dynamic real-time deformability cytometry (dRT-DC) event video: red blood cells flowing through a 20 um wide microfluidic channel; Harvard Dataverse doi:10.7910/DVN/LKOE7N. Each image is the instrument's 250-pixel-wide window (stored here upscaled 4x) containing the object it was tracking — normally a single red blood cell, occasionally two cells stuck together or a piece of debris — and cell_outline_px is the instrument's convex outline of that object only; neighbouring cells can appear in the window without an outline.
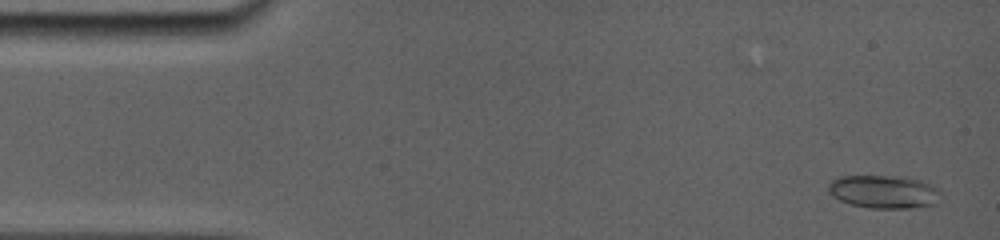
{"species": "common noctule bat (a hibernating species)", "species_latin": "Nyctalus noctula", "temperature_condition": "room temperature", "stored_images_in_passage": 11, "camera_frame_rate_fps": 5000, "um_per_image_px": 0.085, "animal": {"sex": "female", "body_mass_g": 19.0, "forearm_length_mm": 56.7}, "frame": {"image": 1, "passage_image": 2, "time_ms": 0.4, "image_size_px": [1000, 240], "cell_outline_px": [[940, 192], [936, 204], [912, 208], [868, 208], [852, 204], [840, 200], [832, 196], [828, 192], [828, 184], [836, 176], [904, 176], [920, 180], [932, 184], [940, 188]], "centroid_in_image_um": [75.13, 16.29], "position_along_channel_um": 9.9, "area_um2": 21.96}}
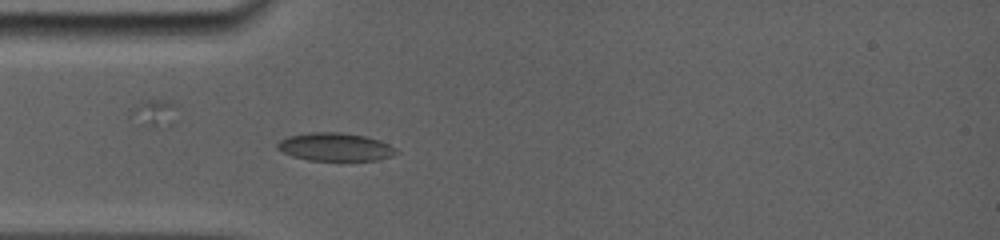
{"frame": {"image": 2, "passage_image": 10, "time_ms": 4.4, "image_size_px": [1000, 240], "cell_outline_px": [[400, 152], [392, 156], [376, 160], [308, 160], [292, 156], [276, 148], [276, 144], [280, 140], [288, 136], [308, 132], [340, 132], [364, 136], [380, 140], [396, 148]], "centroid_in_image_um": [28.49, 12.48], "position_along_channel_um": 56.5, "area_um2": 19.48}}
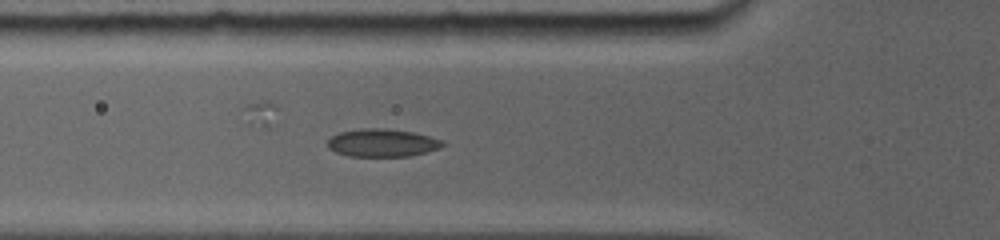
{"frame": {"image": 3, "passage_image": 11, "time_ms": 5.4, "image_size_px": [1000, 240], "cell_outline_px": [[448, 144], [440, 148], [408, 156], [348, 156], [336, 152], [328, 148], [328, 140], [332, 136], [340, 132], [360, 128], [384, 128], [412, 132], [444, 140]], "centroid_in_image_um": [32.51, 12.13], "position_along_channel_um": 93.3, "area_um2": 18.67}}